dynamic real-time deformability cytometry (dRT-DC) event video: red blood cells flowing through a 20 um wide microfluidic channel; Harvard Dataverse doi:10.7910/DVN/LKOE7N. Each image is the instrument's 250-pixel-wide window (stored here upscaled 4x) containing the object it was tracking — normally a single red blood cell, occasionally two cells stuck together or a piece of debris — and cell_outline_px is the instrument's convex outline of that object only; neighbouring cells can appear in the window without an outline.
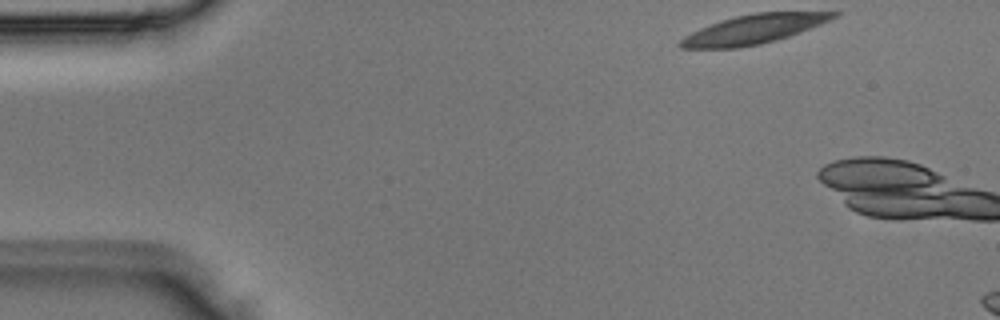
{"species": "Egyptian fruit bat (a non-hibernating species)", "species_latin": "Rousettus aegyptiacus", "temperature_condition": "room temperature", "stored_images_in_passage": 2, "camera_frame_rate_fps": 3000, "um_per_image_px": 0.085, "animal": {"sex": "male"}, "frame": {"image": 1, "passage_image": 1, "time_ms": 0.0, "image_size_px": [1000, 320], "cell_outline_px": [[840, 16], [800, 32], [776, 40], [760, 44], [740, 48], [680, 48], [676, 44], [680, 40], [692, 32], [700, 28], [720, 20], [736, 16], [756, 12], [840, 12]], "centroid_in_image_um": [64.05, 2.49], "position_along_channel_um": 21.0, "area_um2": 25.89}}